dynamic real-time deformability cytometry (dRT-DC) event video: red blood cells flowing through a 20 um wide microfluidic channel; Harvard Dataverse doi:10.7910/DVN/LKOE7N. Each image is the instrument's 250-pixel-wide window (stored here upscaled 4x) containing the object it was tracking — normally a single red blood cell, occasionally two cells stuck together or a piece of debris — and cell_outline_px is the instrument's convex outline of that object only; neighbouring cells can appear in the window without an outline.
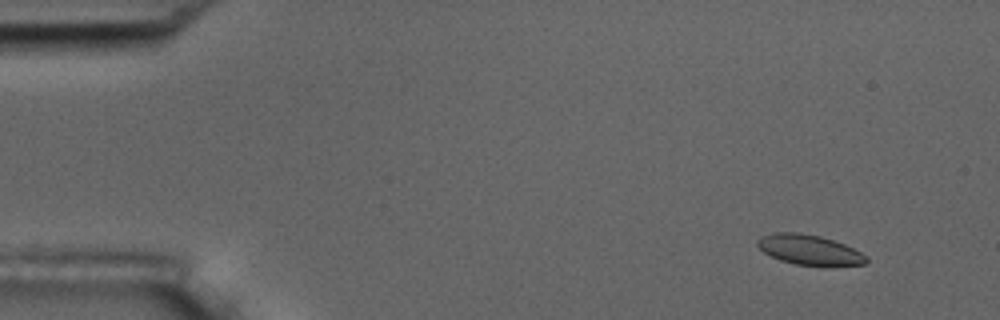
{"species": "common noctule bat (a hibernating species)", "species_latin": "Nyctalus noctula", "temperature_condition": "room temperature", "stored_images_in_passage": 6, "camera_frame_rate_fps": 3000, "um_per_image_px": 0.085, "animal": {"sex": "male", "body_mass_g": 17.5, "forearm_length_mm": 52.3}, "frame": {"image": 1, "passage_image": 2, "time_ms": 0.333, "image_size_px": [1000, 320], "cell_outline_px": [[868, 260], [864, 264], [824, 268], [796, 264], [780, 260], [764, 252], [756, 244], [756, 240], [760, 236], [776, 232], [796, 232], [820, 236], [844, 244], [868, 256]], "centroid_in_image_um": [68.82, 21.27], "position_along_channel_um": 16.2, "area_um2": 19.48}}
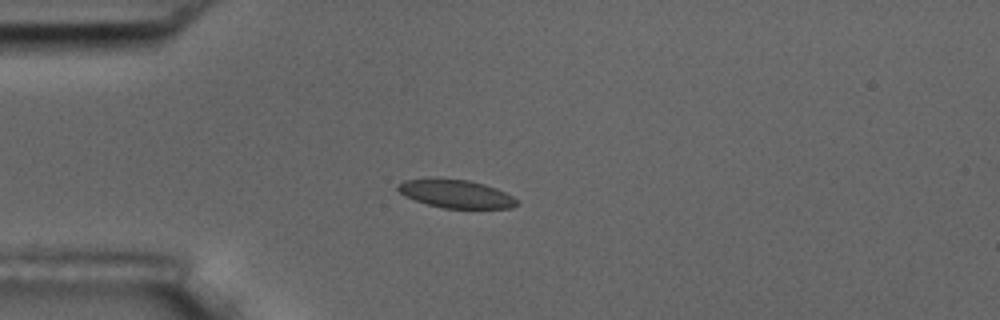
{"frame": {"image": 2, "passage_image": 5, "time_ms": 1.333, "image_size_px": [1000, 320], "cell_outline_px": [[520, 204], [512, 208], [444, 208], [428, 204], [404, 196], [396, 188], [396, 184], [404, 180], [428, 176], [436, 176], [468, 180], [484, 184], [496, 188], [512, 196]], "centroid_in_image_um": [38.68, 16.43], "position_along_channel_um": 46.3, "area_um2": 20.06}}
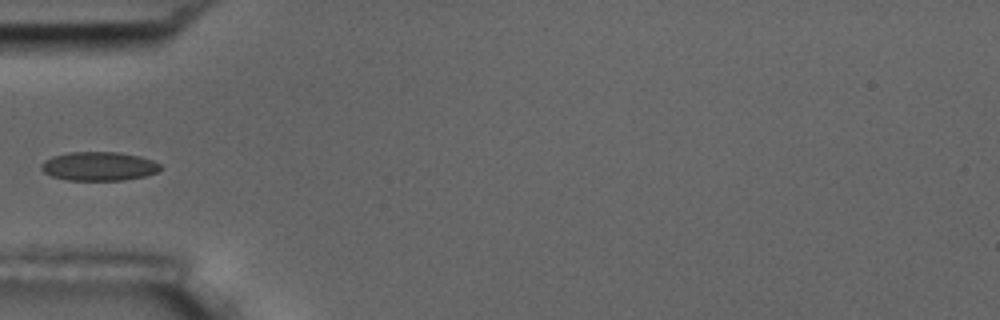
{"frame": {"image": 3, "passage_image": 6, "time_ms": 1.667, "image_size_px": [1000, 320], "cell_outline_px": [[160, 168], [156, 172], [144, 176], [124, 180], [68, 180], [52, 176], [44, 172], [40, 168], [40, 164], [44, 160], [52, 156], [68, 152], [120, 152], [140, 156], [152, 160], [160, 164]], "centroid_in_image_um": [8.37, 14.12], "position_along_channel_um": 76.6, "area_um2": 20.06}}